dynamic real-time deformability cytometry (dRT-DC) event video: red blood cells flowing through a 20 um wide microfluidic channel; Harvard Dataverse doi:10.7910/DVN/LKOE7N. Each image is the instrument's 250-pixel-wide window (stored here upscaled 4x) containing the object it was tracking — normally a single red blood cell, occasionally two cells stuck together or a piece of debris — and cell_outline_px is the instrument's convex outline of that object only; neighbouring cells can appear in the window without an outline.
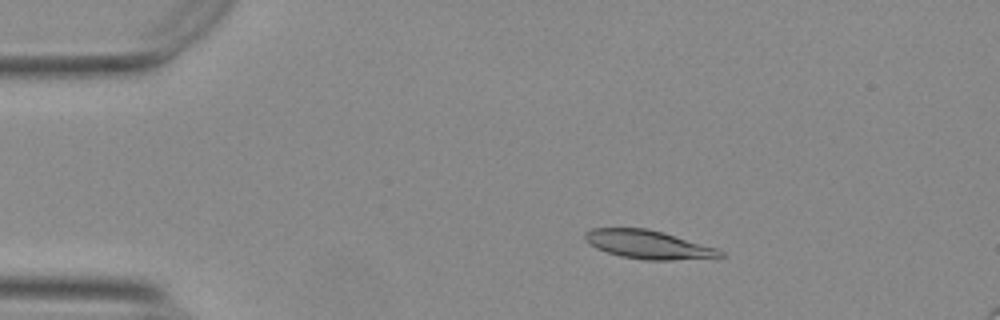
{"species": "Egyptian fruit bat (a non-hibernating species)", "species_latin": "Rousettus aegyptiacus", "temperature_condition": "warm", "stored_images_in_passage": 55, "camera_frame_rate_fps": 3000, "um_per_image_px": 0.085, "animal": {"sex": "female"}, "frame": {"image": 1, "passage_image": 10, "time_ms": 3.0, "image_size_px": [1000, 320], "cell_outline_px": [[724, 256], [668, 260], [644, 260], [620, 256], [596, 248], [584, 236], [584, 232], [592, 228], [648, 228], [716, 248], [724, 252]], "centroid_in_image_um": [55.07, 20.78], "position_along_channel_um": 29.9, "area_um2": 21.96}}
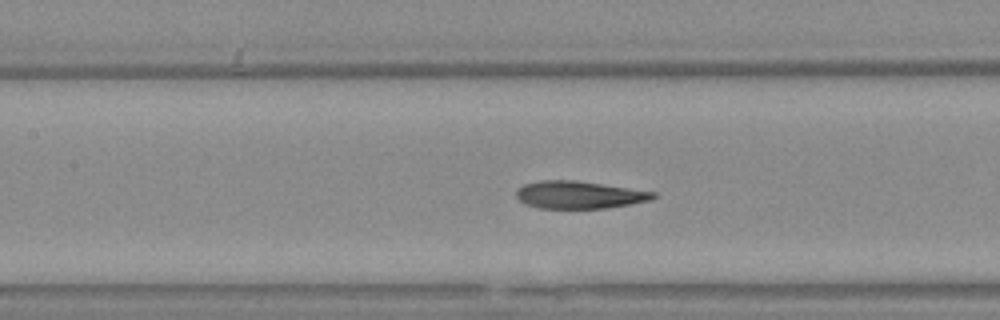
{"frame": {"image": 2, "passage_image": 25, "time_ms": 8.0, "image_size_px": [1000, 320], "cell_outline_px": [[656, 196], [648, 200], [608, 208], [540, 208], [524, 204], [516, 196], [516, 192], [524, 184], [540, 180], [576, 180], [656, 192]], "centroid_in_image_um": [49.2, 16.55], "position_along_channel_um": 158.2, "area_um2": 21.73}}
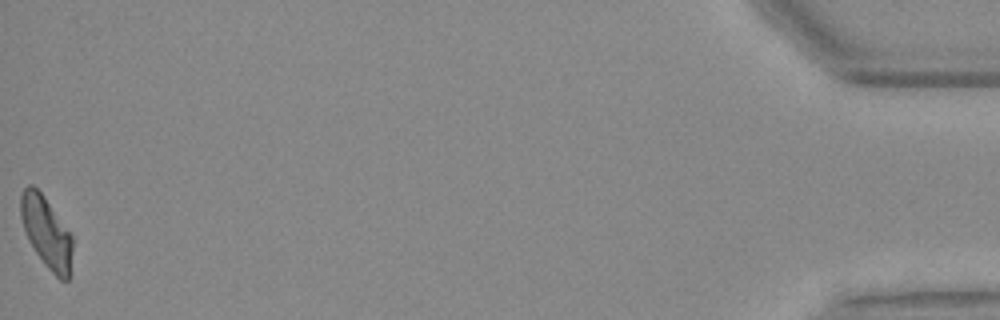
{"frame": {"image": 3, "passage_image": 55, "time_ms": 18.0, "image_size_px": [1000, 320], "cell_outline_px": [[72, 276], [68, 280], [60, 280], [44, 264], [28, 240], [20, 216], [20, 196], [24, 188], [28, 184], [32, 184], [44, 196], [72, 236]], "centroid_in_image_um": [3.96, 19.78], "position_along_channel_um": 431.2, "area_um2": 21.56}, "authors_computed_cell_mechanics": {"area_um2": 22.542, "velocity_mm_per_s": 3.7207, "shape_relaxation_time_tau1_ms": 4.5354, "shape_relaxation_time_tau2_ms": 1.8442, "deformation_change_tau1": 0.1812, "deformation_change_tau2": 0.101}}